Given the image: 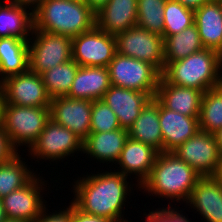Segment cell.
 I'll use <instances>...</instances> for the list:
<instances>
[{
    "label": "cell",
    "mask_w": 222,
    "mask_h": 222,
    "mask_svg": "<svg viewBox=\"0 0 222 222\" xmlns=\"http://www.w3.org/2000/svg\"><path fill=\"white\" fill-rule=\"evenodd\" d=\"M99 171L95 173L94 169V174L87 172V175H80L70 182L74 197L71 202L86 214L110 218L115 222H132L124 218L125 206L126 202L130 204L127 200L131 199V193L134 195V190L138 192L139 186L115 169ZM134 185L136 189L133 190Z\"/></svg>",
    "instance_id": "1"
},
{
    "label": "cell",
    "mask_w": 222,
    "mask_h": 222,
    "mask_svg": "<svg viewBox=\"0 0 222 222\" xmlns=\"http://www.w3.org/2000/svg\"><path fill=\"white\" fill-rule=\"evenodd\" d=\"M201 175L180 160L173 152L158 153L149 177L141 184L139 191L148 193L169 203L162 206L173 207L176 202L187 203L193 188ZM144 190V191H142ZM164 198V199H163ZM173 203H172V202Z\"/></svg>",
    "instance_id": "2"
},
{
    "label": "cell",
    "mask_w": 222,
    "mask_h": 222,
    "mask_svg": "<svg viewBox=\"0 0 222 222\" xmlns=\"http://www.w3.org/2000/svg\"><path fill=\"white\" fill-rule=\"evenodd\" d=\"M33 19V29L70 38L96 26V13L83 0H45Z\"/></svg>",
    "instance_id": "3"
},
{
    "label": "cell",
    "mask_w": 222,
    "mask_h": 222,
    "mask_svg": "<svg viewBox=\"0 0 222 222\" xmlns=\"http://www.w3.org/2000/svg\"><path fill=\"white\" fill-rule=\"evenodd\" d=\"M222 55L212 49L193 53L170 62L161 76L170 84L194 88L205 93L222 85Z\"/></svg>",
    "instance_id": "4"
},
{
    "label": "cell",
    "mask_w": 222,
    "mask_h": 222,
    "mask_svg": "<svg viewBox=\"0 0 222 222\" xmlns=\"http://www.w3.org/2000/svg\"><path fill=\"white\" fill-rule=\"evenodd\" d=\"M50 106L28 107L4 104L2 127L13 145L23 152L29 149L50 119ZM24 146V148H22ZM20 149H19V148Z\"/></svg>",
    "instance_id": "5"
},
{
    "label": "cell",
    "mask_w": 222,
    "mask_h": 222,
    "mask_svg": "<svg viewBox=\"0 0 222 222\" xmlns=\"http://www.w3.org/2000/svg\"><path fill=\"white\" fill-rule=\"evenodd\" d=\"M27 151L28 155L26 154V156H28V159L30 157L35 160L36 158L35 163L42 160V163L49 161L50 165L53 163V166L59 164L61 160L63 163L64 159L69 161L67 158L75 156L74 154H80L81 156L83 153V141L71 130L50 118L40 136Z\"/></svg>",
    "instance_id": "6"
},
{
    "label": "cell",
    "mask_w": 222,
    "mask_h": 222,
    "mask_svg": "<svg viewBox=\"0 0 222 222\" xmlns=\"http://www.w3.org/2000/svg\"><path fill=\"white\" fill-rule=\"evenodd\" d=\"M108 70L111 85L155 97L161 73L150 63L116 53Z\"/></svg>",
    "instance_id": "7"
},
{
    "label": "cell",
    "mask_w": 222,
    "mask_h": 222,
    "mask_svg": "<svg viewBox=\"0 0 222 222\" xmlns=\"http://www.w3.org/2000/svg\"><path fill=\"white\" fill-rule=\"evenodd\" d=\"M29 70L41 75L72 59V38L33 29L28 40Z\"/></svg>",
    "instance_id": "8"
},
{
    "label": "cell",
    "mask_w": 222,
    "mask_h": 222,
    "mask_svg": "<svg viewBox=\"0 0 222 222\" xmlns=\"http://www.w3.org/2000/svg\"><path fill=\"white\" fill-rule=\"evenodd\" d=\"M117 53L145 61L161 74L165 69L164 38L139 26H134L115 36Z\"/></svg>",
    "instance_id": "9"
},
{
    "label": "cell",
    "mask_w": 222,
    "mask_h": 222,
    "mask_svg": "<svg viewBox=\"0 0 222 222\" xmlns=\"http://www.w3.org/2000/svg\"><path fill=\"white\" fill-rule=\"evenodd\" d=\"M40 174L39 172L24 187L11 192L1 199L6 218L34 222L46 206L48 207L44 197L49 198V196L45 194V191L49 193L48 190H53L50 189L51 185L47 184L48 181Z\"/></svg>",
    "instance_id": "10"
},
{
    "label": "cell",
    "mask_w": 222,
    "mask_h": 222,
    "mask_svg": "<svg viewBox=\"0 0 222 222\" xmlns=\"http://www.w3.org/2000/svg\"><path fill=\"white\" fill-rule=\"evenodd\" d=\"M116 53L115 36L97 26L72 38V59L79 66L108 67Z\"/></svg>",
    "instance_id": "11"
},
{
    "label": "cell",
    "mask_w": 222,
    "mask_h": 222,
    "mask_svg": "<svg viewBox=\"0 0 222 222\" xmlns=\"http://www.w3.org/2000/svg\"><path fill=\"white\" fill-rule=\"evenodd\" d=\"M173 153L201 176L216 175L221 154L214 134L199 130Z\"/></svg>",
    "instance_id": "12"
},
{
    "label": "cell",
    "mask_w": 222,
    "mask_h": 222,
    "mask_svg": "<svg viewBox=\"0 0 222 222\" xmlns=\"http://www.w3.org/2000/svg\"><path fill=\"white\" fill-rule=\"evenodd\" d=\"M4 92V104L28 107L50 106L51 97L44 86L42 76L30 70L13 75L0 82Z\"/></svg>",
    "instance_id": "13"
},
{
    "label": "cell",
    "mask_w": 222,
    "mask_h": 222,
    "mask_svg": "<svg viewBox=\"0 0 222 222\" xmlns=\"http://www.w3.org/2000/svg\"><path fill=\"white\" fill-rule=\"evenodd\" d=\"M50 118L84 141L90 134L92 101L55 97L50 103Z\"/></svg>",
    "instance_id": "14"
},
{
    "label": "cell",
    "mask_w": 222,
    "mask_h": 222,
    "mask_svg": "<svg viewBox=\"0 0 222 222\" xmlns=\"http://www.w3.org/2000/svg\"><path fill=\"white\" fill-rule=\"evenodd\" d=\"M205 222H222V181L216 176H201L186 204Z\"/></svg>",
    "instance_id": "15"
},
{
    "label": "cell",
    "mask_w": 222,
    "mask_h": 222,
    "mask_svg": "<svg viewBox=\"0 0 222 222\" xmlns=\"http://www.w3.org/2000/svg\"><path fill=\"white\" fill-rule=\"evenodd\" d=\"M158 153L153 147L128 138L115 164V168L119 165L116 171L130 178L133 175V179H136L135 182L140 187L149 177Z\"/></svg>",
    "instance_id": "16"
},
{
    "label": "cell",
    "mask_w": 222,
    "mask_h": 222,
    "mask_svg": "<svg viewBox=\"0 0 222 222\" xmlns=\"http://www.w3.org/2000/svg\"><path fill=\"white\" fill-rule=\"evenodd\" d=\"M151 99L147 93L111 85L101 100L114 111L120 127L128 130Z\"/></svg>",
    "instance_id": "17"
},
{
    "label": "cell",
    "mask_w": 222,
    "mask_h": 222,
    "mask_svg": "<svg viewBox=\"0 0 222 222\" xmlns=\"http://www.w3.org/2000/svg\"><path fill=\"white\" fill-rule=\"evenodd\" d=\"M199 116H185L165 108L159 102V122L163 152H173L199 131Z\"/></svg>",
    "instance_id": "18"
},
{
    "label": "cell",
    "mask_w": 222,
    "mask_h": 222,
    "mask_svg": "<svg viewBox=\"0 0 222 222\" xmlns=\"http://www.w3.org/2000/svg\"><path fill=\"white\" fill-rule=\"evenodd\" d=\"M129 138L128 130L120 128L111 132H90L83 141V154L85 157L93 158L99 164L109 163L111 166L118 161L126 140Z\"/></svg>",
    "instance_id": "19"
},
{
    "label": "cell",
    "mask_w": 222,
    "mask_h": 222,
    "mask_svg": "<svg viewBox=\"0 0 222 222\" xmlns=\"http://www.w3.org/2000/svg\"><path fill=\"white\" fill-rule=\"evenodd\" d=\"M137 0H109L96 12V26L116 36L137 25Z\"/></svg>",
    "instance_id": "20"
},
{
    "label": "cell",
    "mask_w": 222,
    "mask_h": 222,
    "mask_svg": "<svg viewBox=\"0 0 222 222\" xmlns=\"http://www.w3.org/2000/svg\"><path fill=\"white\" fill-rule=\"evenodd\" d=\"M203 92L168 83L160 77L155 98L167 109L185 116H199Z\"/></svg>",
    "instance_id": "21"
},
{
    "label": "cell",
    "mask_w": 222,
    "mask_h": 222,
    "mask_svg": "<svg viewBox=\"0 0 222 222\" xmlns=\"http://www.w3.org/2000/svg\"><path fill=\"white\" fill-rule=\"evenodd\" d=\"M110 86L108 67L79 66L66 97L101 100Z\"/></svg>",
    "instance_id": "22"
},
{
    "label": "cell",
    "mask_w": 222,
    "mask_h": 222,
    "mask_svg": "<svg viewBox=\"0 0 222 222\" xmlns=\"http://www.w3.org/2000/svg\"><path fill=\"white\" fill-rule=\"evenodd\" d=\"M202 45L222 55V0H213L194 11Z\"/></svg>",
    "instance_id": "23"
},
{
    "label": "cell",
    "mask_w": 222,
    "mask_h": 222,
    "mask_svg": "<svg viewBox=\"0 0 222 222\" xmlns=\"http://www.w3.org/2000/svg\"><path fill=\"white\" fill-rule=\"evenodd\" d=\"M129 138L143 142L159 153L163 152V137L159 122V101L154 97L142 109L128 129Z\"/></svg>",
    "instance_id": "24"
},
{
    "label": "cell",
    "mask_w": 222,
    "mask_h": 222,
    "mask_svg": "<svg viewBox=\"0 0 222 222\" xmlns=\"http://www.w3.org/2000/svg\"><path fill=\"white\" fill-rule=\"evenodd\" d=\"M34 28L33 13L8 0H0V38L29 40Z\"/></svg>",
    "instance_id": "25"
},
{
    "label": "cell",
    "mask_w": 222,
    "mask_h": 222,
    "mask_svg": "<svg viewBox=\"0 0 222 222\" xmlns=\"http://www.w3.org/2000/svg\"><path fill=\"white\" fill-rule=\"evenodd\" d=\"M29 70L28 40L0 38V82Z\"/></svg>",
    "instance_id": "26"
},
{
    "label": "cell",
    "mask_w": 222,
    "mask_h": 222,
    "mask_svg": "<svg viewBox=\"0 0 222 222\" xmlns=\"http://www.w3.org/2000/svg\"><path fill=\"white\" fill-rule=\"evenodd\" d=\"M163 38L165 66L204 49L195 23L178 34Z\"/></svg>",
    "instance_id": "27"
},
{
    "label": "cell",
    "mask_w": 222,
    "mask_h": 222,
    "mask_svg": "<svg viewBox=\"0 0 222 222\" xmlns=\"http://www.w3.org/2000/svg\"><path fill=\"white\" fill-rule=\"evenodd\" d=\"M22 154L0 164V199L24 187L39 173L29 167L28 159L22 158Z\"/></svg>",
    "instance_id": "28"
},
{
    "label": "cell",
    "mask_w": 222,
    "mask_h": 222,
    "mask_svg": "<svg viewBox=\"0 0 222 222\" xmlns=\"http://www.w3.org/2000/svg\"><path fill=\"white\" fill-rule=\"evenodd\" d=\"M198 121L199 130L211 134L222 128V85L203 94Z\"/></svg>",
    "instance_id": "29"
},
{
    "label": "cell",
    "mask_w": 222,
    "mask_h": 222,
    "mask_svg": "<svg viewBox=\"0 0 222 222\" xmlns=\"http://www.w3.org/2000/svg\"><path fill=\"white\" fill-rule=\"evenodd\" d=\"M78 68L79 65L71 59L41 74L51 98L66 96L69 93Z\"/></svg>",
    "instance_id": "30"
},
{
    "label": "cell",
    "mask_w": 222,
    "mask_h": 222,
    "mask_svg": "<svg viewBox=\"0 0 222 222\" xmlns=\"http://www.w3.org/2000/svg\"><path fill=\"white\" fill-rule=\"evenodd\" d=\"M166 0H137V26L163 37Z\"/></svg>",
    "instance_id": "31"
},
{
    "label": "cell",
    "mask_w": 222,
    "mask_h": 222,
    "mask_svg": "<svg viewBox=\"0 0 222 222\" xmlns=\"http://www.w3.org/2000/svg\"><path fill=\"white\" fill-rule=\"evenodd\" d=\"M163 36L178 34L194 24V11L174 0H166Z\"/></svg>",
    "instance_id": "32"
},
{
    "label": "cell",
    "mask_w": 222,
    "mask_h": 222,
    "mask_svg": "<svg viewBox=\"0 0 222 222\" xmlns=\"http://www.w3.org/2000/svg\"><path fill=\"white\" fill-rule=\"evenodd\" d=\"M114 111L103 101H92L90 132H111L120 129Z\"/></svg>",
    "instance_id": "33"
},
{
    "label": "cell",
    "mask_w": 222,
    "mask_h": 222,
    "mask_svg": "<svg viewBox=\"0 0 222 222\" xmlns=\"http://www.w3.org/2000/svg\"><path fill=\"white\" fill-rule=\"evenodd\" d=\"M175 207V208H174ZM174 207H160L156 208L155 210H149V213L147 214L144 212L143 217H145V222H192L189 221L190 218H188V215H184L186 213L185 209L179 210V208L174 205ZM184 210V211H183ZM183 212V213H182Z\"/></svg>",
    "instance_id": "34"
},
{
    "label": "cell",
    "mask_w": 222,
    "mask_h": 222,
    "mask_svg": "<svg viewBox=\"0 0 222 222\" xmlns=\"http://www.w3.org/2000/svg\"><path fill=\"white\" fill-rule=\"evenodd\" d=\"M49 210L46 207L34 222H70V202L61 209Z\"/></svg>",
    "instance_id": "35"
},
{
    "label": "cell",
    "mask_w": 222,
    "mask_h": 222,
    "mask_svg": "<svg viewBox=\"0 0 222 222\" xmlns=\"http://www.w3.org/2000/svg\"><path fill=\"white\" fill-rule=\"evenodd\" d=\"M21 153L12 143L9 135L0 126V164L6 163Z\"/></svg>",
    "instance_id": "36"
},
{
    "label": "cell",
    "mask_w": 222,
    "mask_h": 222,
    "mask_svg": "<svg viewBox=\"0 0 222 222\" xmlns=\"http://www.w3.org/2000/svg\"><path fill=\"white\" fill-rule=\"evenodd\" d=\"M70 222H115L110 218L90 215L82 212L70 201Z\"/></svg>",
    "instance_id": "37"
},
{
    "label": "cell",
    "mask_w": 222,
    "mask_h": 222,
    "mask_svg": "<svg viewBox=\"0 0 222 222\" xmlns=\"http://www.w3.org/2000/svg\"><path fill=\"white\" fill-rule=\"evenodd\" d=\"M34 13L45 0H8Z\"/></svg>",
    "instance_id": "38"
},
{
    "label": "cell",
    "mask_w": 222,
    "mask_h": 222,
    "mask_svg": "<svg viewBox=\"0 0 222 222\" xmlns=\"http://www.w3.org/2000/svg\"><path fill=\"white\" fill-rule=\"evenodd\" d=\"M193 11L201 8L204 4L213 0H174Z\"/></svg>",
    "instance_id": "39"
},
{
    "label": "cell",
    "mask_w": 222,
    "mask_h": 222,
    "mask_svg": "<svg viewBox=\"0 0 222 222\" xmlns=\"http://www.w3.org/2000/svg\"><path fill=\"white\" fill-rule=\"evenodd\" d=\"M95 13L98 12L109 0H83Z\"/></svg>",
    "instance_id": "40"
},
{
    "label": "cell",
    "mask_w": 222,
    "mask_h": 222,
    "mask_svg": "<svg viewBox=\"0 0 222 222\" xmlns=\"http://www.w3.org/2000/svg\"><path fill=\"white\" fill-rule=\"evenodd\" d=\"M4 92L3 88L0 84V126H2V121H3V107H4Z\"/></svg>",
    "instance_id": "41"
},
{
    "label": "cell",
    "mask_w": 222,
    "mask_h": 222,
    "mask_svg": "<svg viewBox=\"0 0 222 222\" xmlns=\"http://www.w3.org/2000/svg\"><path fill=\"white\" fill-rule=\"evenodd\" d=\"M214 136L216 138L220 154L222 155V128L215 132Z\"/></svg>",
    "instance_id": "42"
},
{
    "label": "cell",
    "mask_w": 222,
    "mask_h": 222,
    "mask_svg": "<svg viewBox=\"0 0 222 222\" xmlns=\"http://www.w3.org/2000/svg\"><path fill=\"white\" fill-rule=\"evenodd\" d=\"M6 215L3 207L2 200L0 199V222H4L6 220Z\"/></svg>",
    "instance_id": "43"
},
{
    "label": "cell",
    "mask_w": 222,
    "mask_h": 222,
    "mask_svg": "<svg viewBox=\"0 0 222 222\" xmlns=\"http://www.w3.org/2000/svg\"><path fill=\"white\" fill-rule=\"evenodd\" d=\"M215 176L222 181V155L220 157V163H219L218 170Z\"/></svg>",
    "instance_id": "44"
},
{
    "label": "cell",
    "mask_w": 222,
    "mask_h": 222,
    "mask_svg": "<svg viewBox=\"0 0 222 222\" xmlns=\"http://www.w3.org/2000/svg\"><path fill=\"white\" fill-rule=\"evenodd\" d=\"M4 222H28V221H22V220H16V219H6Z\"/></svg>",
    "instance_id": "45"
}]
</instances>
